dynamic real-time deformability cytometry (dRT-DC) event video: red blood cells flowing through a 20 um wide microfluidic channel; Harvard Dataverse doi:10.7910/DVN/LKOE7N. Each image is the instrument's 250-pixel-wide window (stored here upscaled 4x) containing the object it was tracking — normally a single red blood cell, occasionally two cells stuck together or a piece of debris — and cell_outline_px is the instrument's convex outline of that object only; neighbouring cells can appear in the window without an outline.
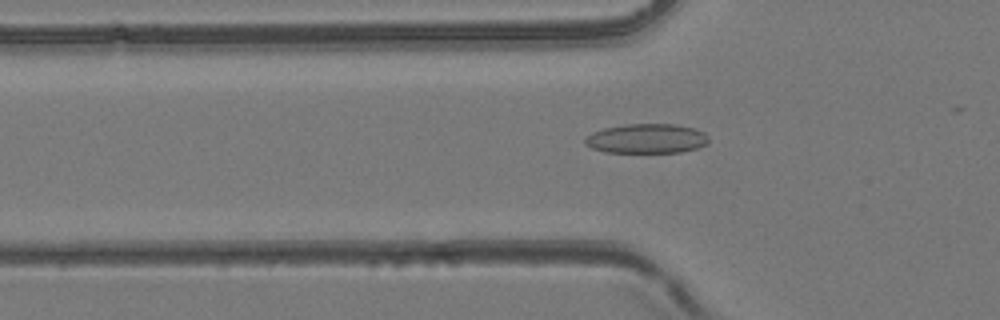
{"species": "common noctule bat (a hibernating species)", "species_latin": "Nyctalus noctula", "temperature_condition": "room temperature", "stored_images_in_passage": 24, "camera_frame_rate_fps": 3000, "um_per_image_px": 0.085, "animal": {"sex": "female", "body_mass_g": 24.6, "forearm_length_mm": 56.2}, "frame": {"image": 1, "passage_image": 10, "time_ms": 3.0, "image_size_px": [1000, 320], "cell_outline_px": [[708, 140], [704, 144], [696, 148], [684, 152], [604, 152], [592, 148], [584, 144], [584, 140], [592, 132], [604, 128], [624, 124], [676, 124], [692, 128], [704, 132], [708, 136]], "centroid_in_image_um": [54.94, 11.78], "position_along_channel_um": 70.9, "area_um2": 21.21}}
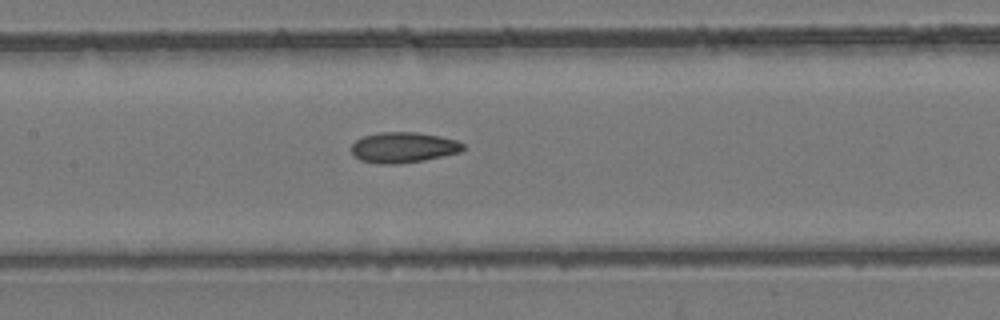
{"frame": {"image": 2, "passage_image": 17, "time_ms": 5.333, "image_size_px": [1000, 320], "cell_outline_px": [[464, 148], [460, 152], [424, 160], [396, 164], [380, 164], [360, 160], [352, 152], [352, 144], [356, 140], [364, 136], [380, 132], [416, 132], [440, 136], [456, 140], [464, 144]], "centroid_in_image_um": [34.29, 12.53], "position_along_channel_um": 173.1, "area_um2": 19.77}}
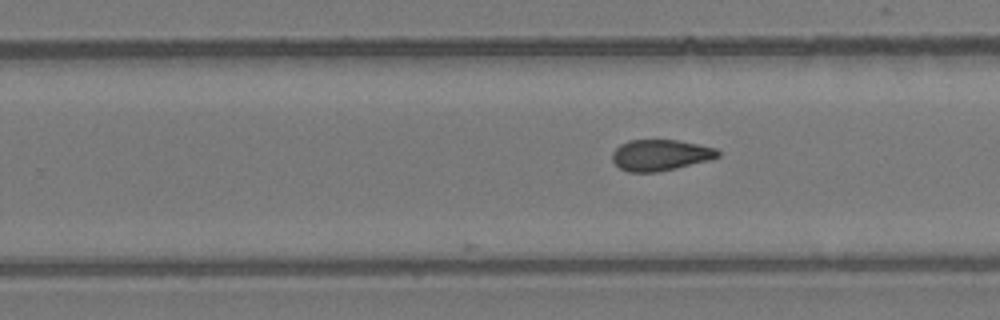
{"frame": {"image": 3, "passage_image": 24, "time_ms": 7.667, "image_size_px": [1000, 320], "cell_outline_px": [[720, 156], [708, 160], [676, 168], [656, 172], [628, 172], [620, 168], [612, 160], [612, 152], [620, 144], [628, 140], [676, 140], [716, 148], [720, 152]], "centroid_in_image_um": [56.1, 13.18], "position_along_channel_um": 273.7, "area_um2": 19.02}}